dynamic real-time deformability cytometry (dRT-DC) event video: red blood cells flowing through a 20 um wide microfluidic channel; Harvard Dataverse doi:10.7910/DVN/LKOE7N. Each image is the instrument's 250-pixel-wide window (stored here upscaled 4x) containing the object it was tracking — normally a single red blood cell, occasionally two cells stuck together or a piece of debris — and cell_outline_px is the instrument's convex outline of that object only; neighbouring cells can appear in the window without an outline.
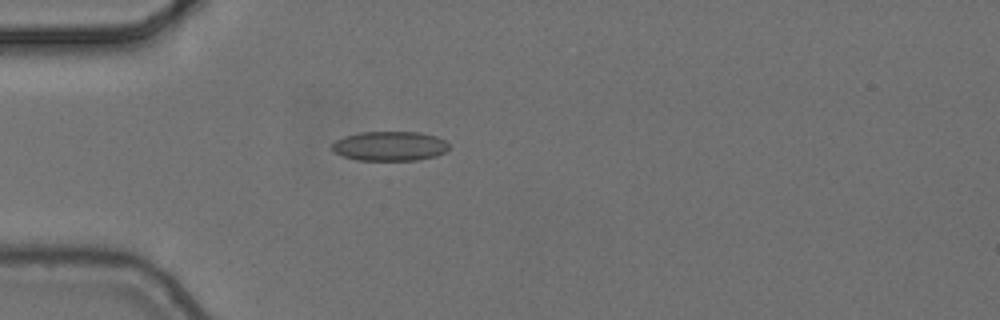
{"species": "common noctule bat (a hibernating species)", "species_latin": "Nyctalus noctula", "temperature_condition": "cold", "stored_images_in_passage": 3, "camera_frame_rate_fps": 3000, "um_per_image_px": 0.085, "animal": {"sex": "female", "body_mass_g": 24.6, "forearm_length_mm": 56.2}, "frame": {"image": 1, "passage_image": 2, "time_ms": 0.333, "image_size_px": [1000, 320], "cell_outline_px": [[448, 148], [444, 152], [436, 156], [416, 160], [356, 160], [344, 156], [336, 152], [332, 148], [332, 144], [336, 140], [344, 136], [360, 132], [420, 132], [436, 136], [444, 140], [448, 144]], "centroid_in_image_um": [33.13, 12.41], "position_along_channel_um": 51.9, "area_um2": 20.0}}